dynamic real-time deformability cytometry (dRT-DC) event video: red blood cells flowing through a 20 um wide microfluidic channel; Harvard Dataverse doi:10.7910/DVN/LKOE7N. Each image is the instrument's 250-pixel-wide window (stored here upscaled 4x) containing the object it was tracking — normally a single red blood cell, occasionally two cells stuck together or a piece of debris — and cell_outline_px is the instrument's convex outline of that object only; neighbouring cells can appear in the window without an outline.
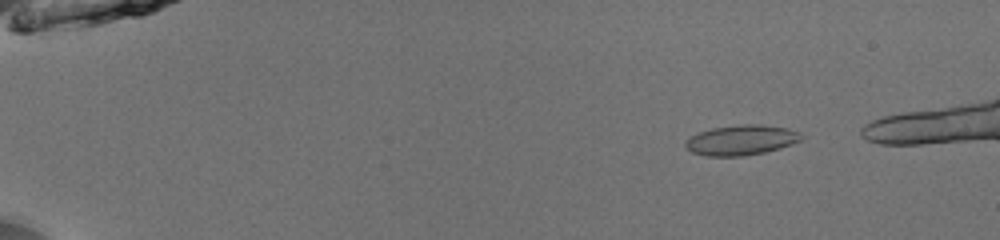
{"species": "common noctule bat (a hibernating species)", "species_latin": "Nyctalus noctula", "temperature_condition": "room temperature", "stored_images_in_passage": 14, "camera_frame_rate_fps": 3000, "um_per_image_px": 0.085, "animal": {"sex": "male", "body_mass_g": 13.0, "forearm_length_mm": 53.1}, "frame": {"image": 1, "passage_image": 3, "time_ms": 0.667, "image_size_px": [1000, 240], "cell_outline_px": [[804, 136], [800, 140], [792, 144], [780, 148], [764, 152], [740, 156], [708, 156], [692, 152], [684, 144], [692, 136], [700, 132], [712, 128], [744, 124], [760, 124], [788, 128], [800, 132]], "centroid_in_image_um": [63.06, 11.9], "position_along_channel_um": 21.9, "area_um2": 20.11}}